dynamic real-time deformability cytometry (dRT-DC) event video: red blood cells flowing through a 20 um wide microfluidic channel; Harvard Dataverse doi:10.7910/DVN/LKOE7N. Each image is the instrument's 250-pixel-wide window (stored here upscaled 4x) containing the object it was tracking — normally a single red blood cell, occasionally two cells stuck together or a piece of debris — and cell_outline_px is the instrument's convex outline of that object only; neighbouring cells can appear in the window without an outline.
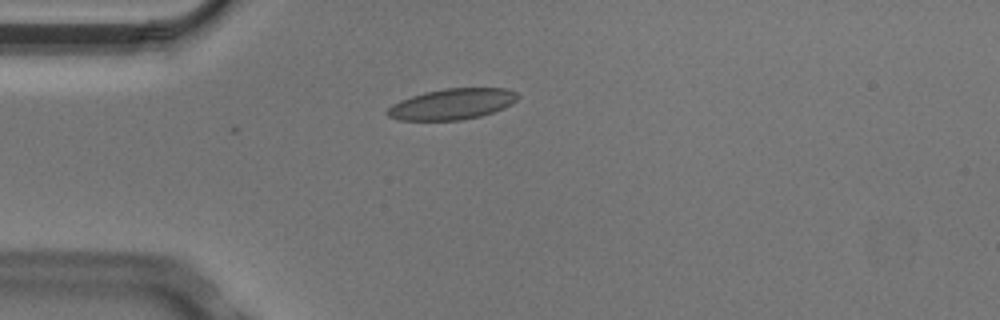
{"species": "Egyptian fruit bat (a non-hibernating species)", "species_latin": "Rousettus aegyptiacus", "temperature_condition": "cold", "stored_images_in_passage": 1, "camera_frame_rate_fps": 3000, "um_per_image_px": 0.085, "animal": {"sex": "male"}, "frame": {"image": 1, "passage_image": 1, "time_ms": 0.0, "image_size_px": [1000, 320], "cell_outline_px": [[520, 96], [512, 104], [504, 108], [480, 116], [460, 120], [396, 120], [388, 116], [384, 112], [392, 104], [400, 100], [424, 92], [444, 88], [508, 88], [516, 92]], "centroid_in_image_um": [38.42, 8.84], "position_along_channel_um": 46.6, "area_um2": 23.58}}